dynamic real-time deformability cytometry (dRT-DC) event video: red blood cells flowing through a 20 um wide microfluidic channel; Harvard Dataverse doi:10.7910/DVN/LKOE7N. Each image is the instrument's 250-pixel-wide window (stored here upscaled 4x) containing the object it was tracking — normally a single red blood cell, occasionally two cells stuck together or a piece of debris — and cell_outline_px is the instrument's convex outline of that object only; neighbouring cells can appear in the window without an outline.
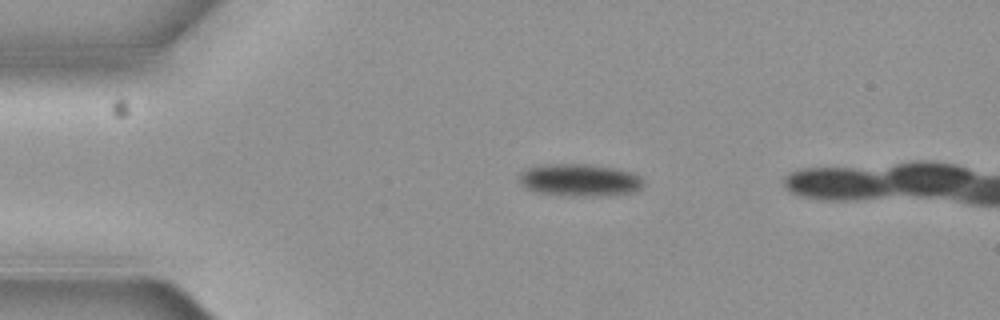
{"species": "common noctule bat (a hibernating species)", "species_latin": "Nyctalus noctula", "temperature_condition": "cold", "stored_images_in_passage": 6, "camera_frame_rate_fps": 3000, "um_per_image_px": 0.085, "animal": {"sex": "female", "body_mass_g": 19.3, "forearm_length_mm": 54.1}, "frame": {"image": 1, "passage_image": 3, "time_ms": 0.667, "image_size_px": [1000, 320], "cell_outline_px": [[644, 184], [636, 192], [596, 196], [584, 196], [532, 192], [520, 184], [520, 172], [528, 168], [540, 164], [588, 164], [616, 168], [636, 172], [644, 180]], "centroid_in_image_um": [49.3, 15.29], "position_along_channel_um": 35.7, "area_um2": 23.7}}
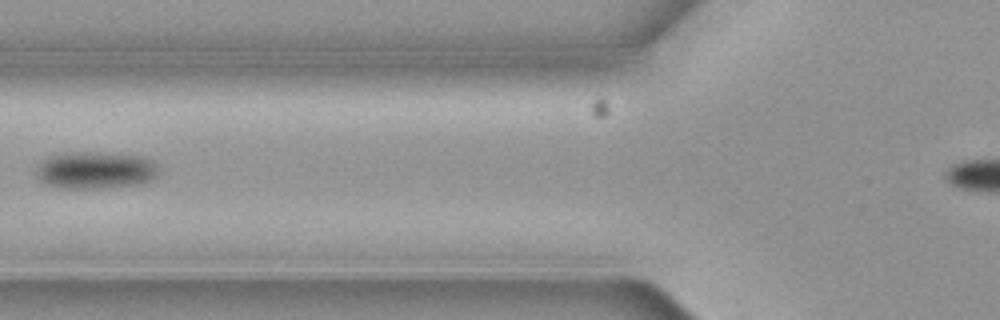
{"frame": {"image": 2, "passage_image": 5, "time_ms": 1.333, "image_size_px": [1000, 320], "cell_outline_px": [[156, 176], [152, 180], [140, 184], [100, 188], [56, 188], [44, 184], [40, 180], [36, 172], [40, 164], [44, 160], [52, 156], [140, 156], [152, 160], [156, 168]], "centroid_in_image_um": [8.12, 14.57], "position_along_channel_um": 117.7, "area_um2": 24.62}}
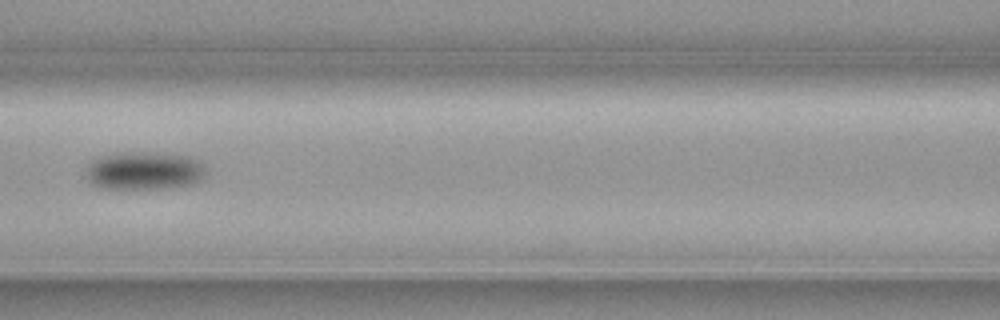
{"frame": {"image": 3, "passage_image": 6, "time_ms": 1.667, "image_size_px": [1000, 320], "cell_outline_px": [[204, 176], [200, 180], [192, 184], [168, 188], [100, 188], [92, 184], [88, 180], [88, 164], [96, 156], [112, 152], [152, 152], [188, 156], [200, 160], [204, 168]], "centroid_in_image_um": [12.23, 14.49], "position_along_channel_um": 154.4, "area_um2": 26.82}}